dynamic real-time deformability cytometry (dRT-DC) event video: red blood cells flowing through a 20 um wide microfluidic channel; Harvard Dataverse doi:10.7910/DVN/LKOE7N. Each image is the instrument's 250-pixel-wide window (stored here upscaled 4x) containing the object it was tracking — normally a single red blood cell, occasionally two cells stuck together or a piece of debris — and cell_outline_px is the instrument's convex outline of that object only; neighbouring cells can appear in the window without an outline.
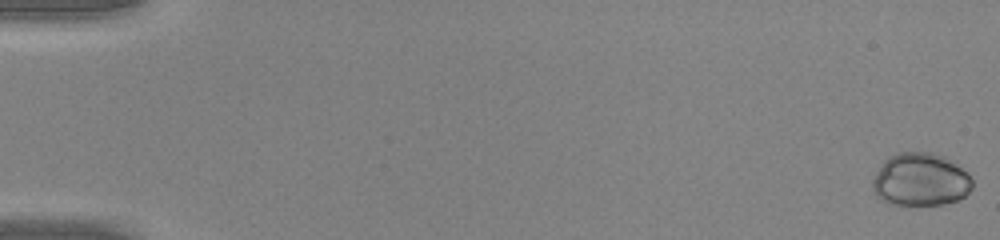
{"species": "common noctule bat (a hibernating species)", "species_latin": "Nyctalus noctula", "temperature_condition": "warm", "stored_images_in_passage": 48, "camera_frame_rate_fps": 3000, "um_per_image_px": 0.085, "animal": {"sex": "male", "body_mass_g": 20.0, "forearm_length_mm": 53.3}, "frame": {"image": 1, "passage_image": 1, "time_ms": 0.0, "image_size_px": [1000, 240], "cell_outline_px": [[972, 188], [964, 196], [956, 200], [940, 204], [888, 204], [876, 196], [872, 188], [872, 180], [876, 172], [884, 160], [888, 156], [900, 152], [932, 152], [944, 156], [968, 172], [972, 180]], "centroid_in_image_um": [78.22, 15.25], "position_along_channel_um": 6.8, "area_um2": 30.81}}
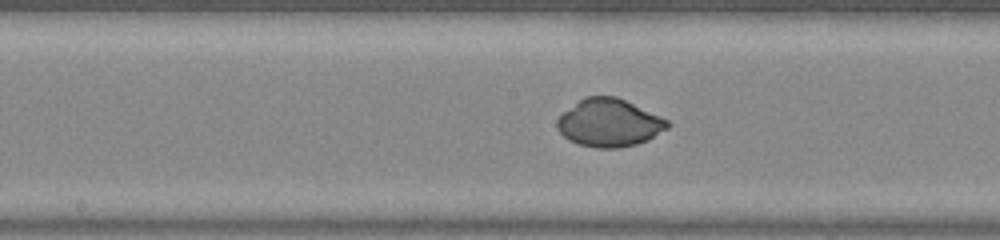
{"frame": {"image": 2, "passage_image": 27, "time_ms": 8.667, "image_size_px": [1000, 240], "cell_outline_px": [[672, 124], [668, 128], [648, 140], [636, 144], [616, 148], [596, 148], [580, 144], [568, 140], [556, 128], [556, 120], [564, 112], [584, 96], [616, 96], [660, 116], [668, 120]], "centroid_in_image_um": [51.78, 10.44], "position_along_channel_um": 196.4, "area_um2": 30.63}}
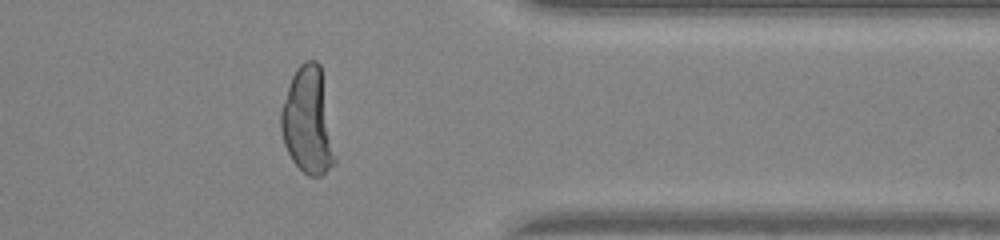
{"frame": {"image": 3, "passage_image": 41, "time_ms": 13.333, "image_size_px": [1000, 240], "cell_outline_px": [[336, 164], [320, 176], [308, 176], [292, 160], [284, 144], [280, 128], [280, 112], [292, 76], [296, 68], [304, 60], [316, 60], [320, 64], [336, 160]], "centroid_in_image_um": [26.16, 10.3], "position_along_channel_um": 385.2, "area_um2": 33.18}}